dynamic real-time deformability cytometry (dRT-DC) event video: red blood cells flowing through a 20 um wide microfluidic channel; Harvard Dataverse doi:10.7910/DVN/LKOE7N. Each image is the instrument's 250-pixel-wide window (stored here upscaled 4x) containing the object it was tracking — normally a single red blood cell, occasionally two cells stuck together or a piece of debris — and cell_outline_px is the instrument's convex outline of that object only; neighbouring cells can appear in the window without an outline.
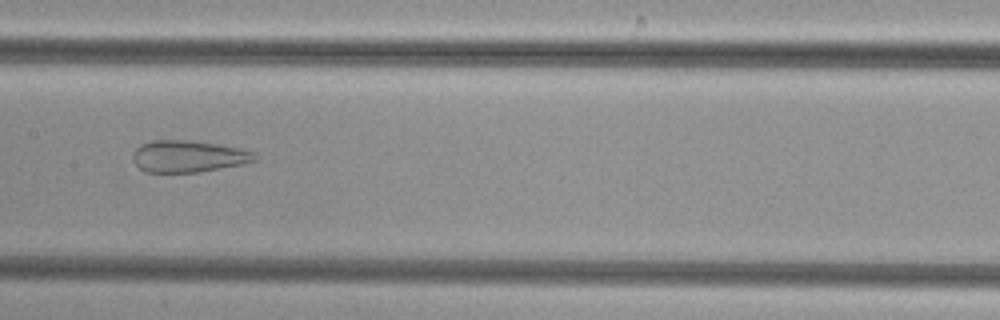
{"species": "common noctule bat (a hibernating species)", "species_latin": "Nyctalus noctula", "temperature_condition": "cold", "stored_images_in_passage": 36, "camera_frame_rate_fps": 3000, "um_per_image_px": 0.085, "animal": {"sex": "female", "body_mass_g": 29.2, "forearm_length_mm": 56.3}, "frame": {"image": 1, "passage_image": 11, "time_ms": 3.333, "image_size_px": [1000, 320], "cell_outline_px": [[256, 160], [244, 164], [196, 172], [144, 172], [132, 160], [132, 156], [136, 148], [140, 144], [152, 140], [188, 140], [216, 144], [240, 148], [252, 152], [256, 156]], "centroid_in_image_um": [15.97, 13.28], "position_along_channel_um": 191.4, "area_um2": 22.48}}
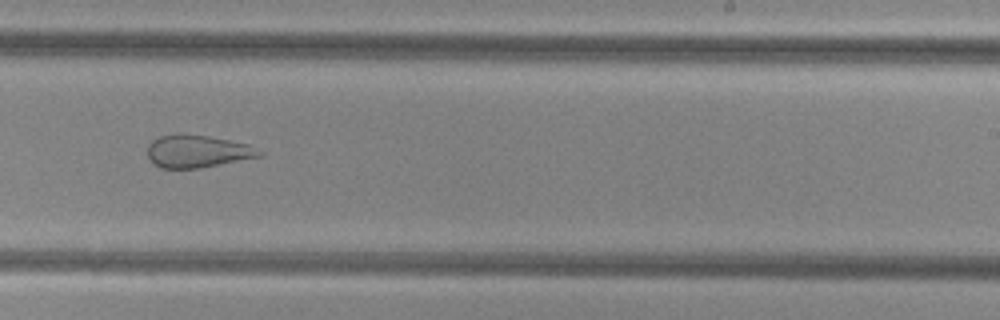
{"frame": {"image": 2, "passage_image": 17, "time_ms": 5.333, "image_size_px": [1000, 320], "cell_outline_px": [[264, 156], [200, 168], [160, 168], [152, 164], [148, 156], [148, 144], [152, 140], [160, 136], [176, 132], [180, 132], [208, 136], [248, 144], [264, 152]], "centroid_in_image_um": [16.77, 12.85], "position_along_channel_um": 272.2, "area_um2": 21.62}}
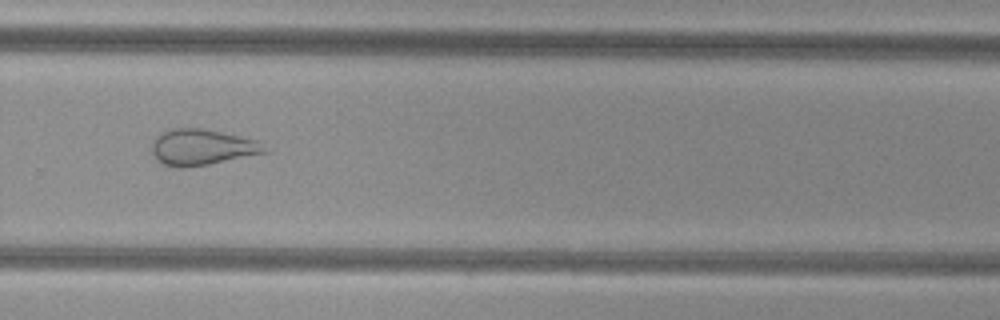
{"frame": {"image": 3, "passage_image": 20, "time_ms": 6.333, "image_size_px": [1000, 320], "cell_outline_px": [[272, 152], [208, 164], [184, 168], [180, 168], [164, 164], [156, 160], [152, 152], [152, 140], [156, 136], [172, 128], [204, 128], [256, 140]], "centroid_in_image_um": [17.17, 12.52], "position_along_channel_um": 312.6, "area_um2": 23.7}}